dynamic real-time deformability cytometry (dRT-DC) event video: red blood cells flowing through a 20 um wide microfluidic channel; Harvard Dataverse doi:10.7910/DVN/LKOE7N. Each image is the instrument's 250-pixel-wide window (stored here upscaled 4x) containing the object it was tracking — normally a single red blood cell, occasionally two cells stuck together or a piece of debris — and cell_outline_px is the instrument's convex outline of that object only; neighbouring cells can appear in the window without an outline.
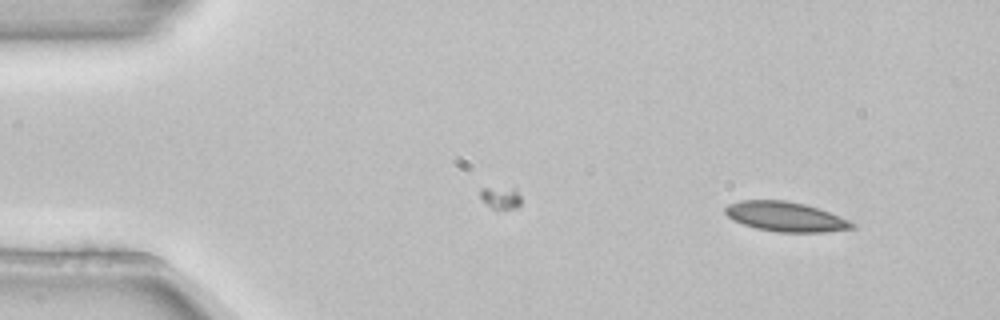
{"species": "common noctule bat (a hibernating species)", "species_latin": "Nyctalus noctula", "temperature_condition": "room temperature", "stored_images_in_passage": 3, "camera_frame_rate_fps": 3000, "um_per_image_px": 0.085, "animal": {"sex": "female", "body_mass_g": 22.7, "forearm_length_mm": 54.2}, "frame": {"image": 1, "passage_image": 1, "time_ms": 0.0, "image_size_px": [1000, 320], "cell_outline_px": [[856, 228], [824, 232], [776, 232], [756, 228], [732, 220], [724, 212], [724, 208], [728, 204], [740, 200], [784, 200], [804, 204], [840, 216], [856, 224]], "centroid_in_image_um": [66.75, 18.42], "position_along_channel_um": 18.2, "area_um2": 21.91}}